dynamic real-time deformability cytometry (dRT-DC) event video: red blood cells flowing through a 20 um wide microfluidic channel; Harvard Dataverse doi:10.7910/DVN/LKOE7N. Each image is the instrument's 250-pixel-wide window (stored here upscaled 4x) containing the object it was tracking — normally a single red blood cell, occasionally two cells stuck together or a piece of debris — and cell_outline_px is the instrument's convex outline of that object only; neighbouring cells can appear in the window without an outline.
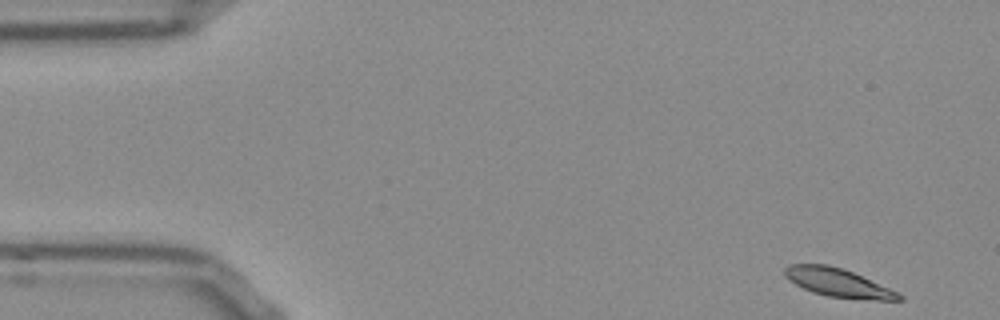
{"species": "Egyptian fruit bat (a non-hibernating species)", "species_latin": "Rousettus aegyptiacus", "temperature_condition": "room temperature", "stored_images_in_passage": 51, "camera_frame_rate_fps": 3000, "um_per_image_px": 0.085, "frame": {"image": 1, "passage_image": 1, "time_ms": 0.0, "image_size_px": [1000, 320], "cell_outline_px": [[904, 300], [876, 300], [828, 296], [812, 292], [788, 280], [784, 276], [784, 268], [788, 264], [828, 264], [852, 272], [888, 288], [904, 296]], "centroid_in_image_um": [71.18, 24.02], "position_along_channel_um": 13.8, "area_um2": 18.61}}
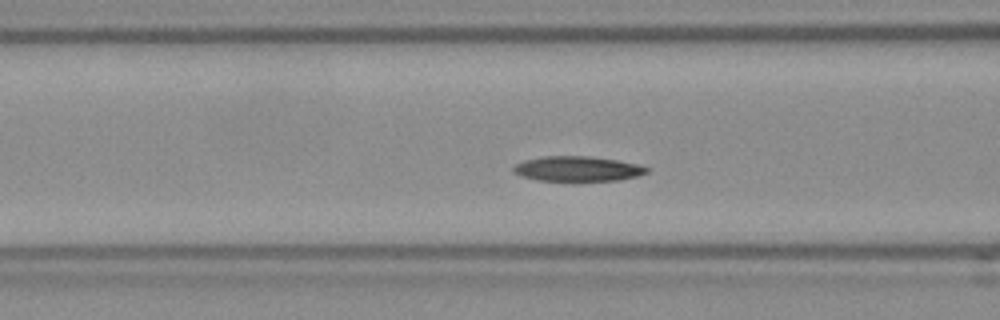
{"frame": {"image": 2, "passage_image": 18, "time_ms": 5.667, "image_size_px": [1000, 320], "cell_outline_px": [[652, 168], [648, 172], [640, 176], [620, 180], [576, 184], [536, 180], [520, 176], [512, 168], [516, 164], [524, 160], [544, 156], [584, 156], [616, 160], [636, 164]], "centroid_in_image_um": [49.12, 14.41], "position_along_channel_um": 117.5, "area_um2": 20.46}}
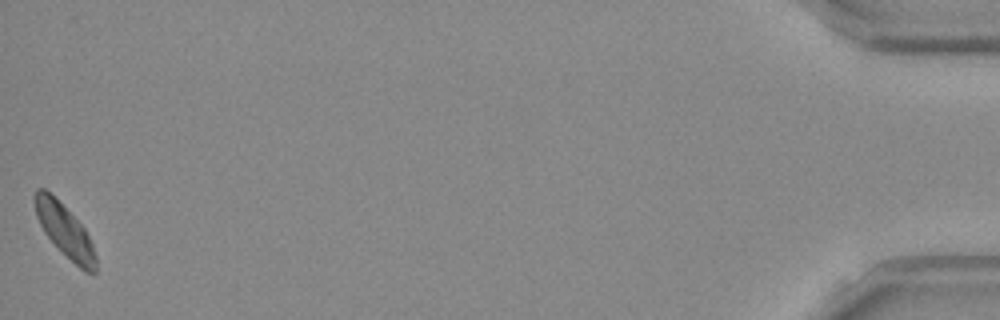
{"frame": {"image": 3, "passage_image": 51, "time_ms": 16.667, "image_size_px": [1000, 320], "cell_outline_px": [[96, 272], [84, 272], [44, 232], [36, 216], [36, 188], [44, 188], [84, 228], [92, 244], [96, 256]], "centroid_in_image_um": [5.53, 19.64], "position_along_channel_um": 429.7, "area_um2": 17.51}, "authors_computed_cell_mechanics": {"area_um2": 19.5942, "velocity_mm_per_s": 3.7541, "shape_relaxation_time_tau1_ms": 6.5294, "shape_relaxation_time_tau2_ms": null, "deformation_change_tau1": 0.1488, "deformation_change_tau2": null}}